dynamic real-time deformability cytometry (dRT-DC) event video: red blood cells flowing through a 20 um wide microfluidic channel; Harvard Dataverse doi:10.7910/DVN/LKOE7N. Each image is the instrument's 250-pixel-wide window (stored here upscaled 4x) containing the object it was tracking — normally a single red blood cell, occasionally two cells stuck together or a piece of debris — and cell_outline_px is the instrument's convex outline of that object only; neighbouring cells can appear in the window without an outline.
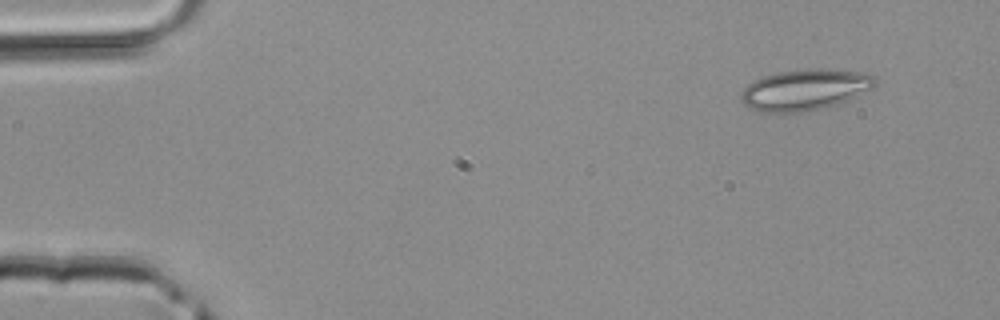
{"species": "common noctule bat (a hibernating species)", "species_latin": "Nyctalus noctula", "temperature_condition": "room temperature", "stored_images_in_passage": 4, "camera_frame_rate_fps": 3000, "um_per_image_px": 0.085, "animal": {"sex": "male", "body_mass_g": 20.4}, "frame": {"image": 1, "passage_image": 1, "time_ms": 0.0, "image_size_px": [1000, 320], "cell_outline_px": [[876, 84], [872, 88], [848, 100], [836, 104], [804, 112], [760, 112], [748, 108], [740, 100], [740, 92], [752, 80], [776, 72], [812, 68], [824, 68], [872, 72], [876, 76]], "centroid_in_image_um": [68.43, 7.6], "position_along_channel_um": 16.6, "area_um2": 32.6}}